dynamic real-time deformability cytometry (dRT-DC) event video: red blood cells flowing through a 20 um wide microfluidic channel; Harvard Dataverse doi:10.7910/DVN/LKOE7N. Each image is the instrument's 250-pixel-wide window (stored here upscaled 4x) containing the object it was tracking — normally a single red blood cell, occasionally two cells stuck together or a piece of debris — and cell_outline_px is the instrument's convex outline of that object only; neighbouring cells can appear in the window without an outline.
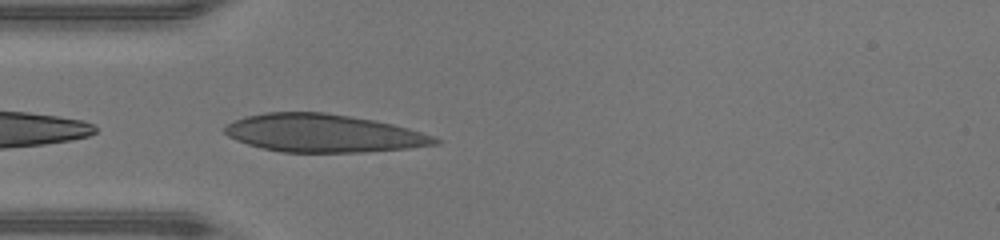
{"species": "human", "species_latin": "Homo sapiens", "temperature_condition": "warm", "stored_images_in_passage": 27, "camera_frame_rate_fps": 3000, "um_per_image_px": 0.085, "donor": {"sex": "male"}, "frame": {"image": 1, "passage_image": 1, "time_ms": 0.0, "image_size_px": [1000, 240], "cell_outline_px": [[444, 140], [440, 144], [408, 148], [364, 152], [280, 152], [260, 148], [236, 140], [228, 136], [224, 132], [224, 128], [228, 124], [244, 116], [264, 112], [324, 112], [352, 116], [376, 120], [408, 128], [436, 136]], "centroid_in_image_um": [27.52, 11.32], "position_along_channel_um": 57.5, "area_um2": 46.88}}
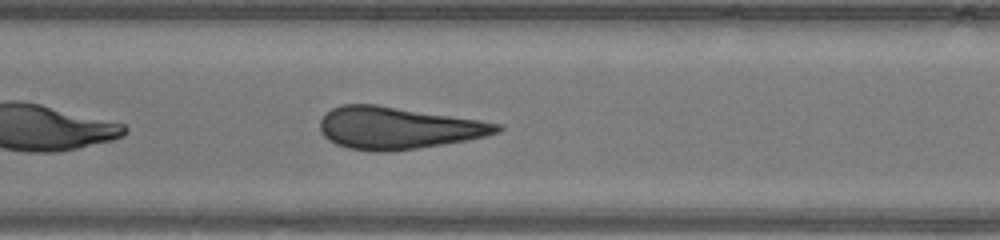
{"frame": {"image": 2, "passage_image": 9, "time_ms": 2.667, "image_size_px": [1000, 240], "cell_outline_px": [[504, 128], [500, 132], [468, 140], [444, 144], [388, 152], [380, 152], [348, 148], [336, 144], [328, 140], [320, 132], [320, 120], [332, 108], [340, 104], [376, 104], [480, 120], [504, 124]], "centroid_in_image_um": [33.84, 10.87], "position_along_channel_um": 173.6, "area_um2": 43.52}}
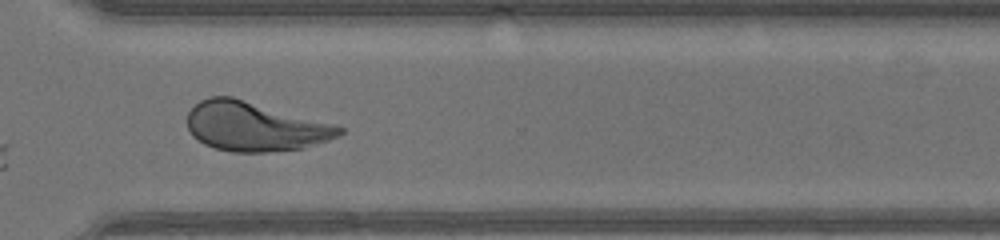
{"frame": {"image": 3, "passage_image": 21, "time_ms": 6.667, "image_size_px": [1000, 240], "cell_outline_px": [[344, 132], [340, 136], [304, 148], [268, 152], [232, 152], [216, 148], [204, 144], [192, 136], [188, 128], [188, 112], [200, 100], [212, 96], [232, 96], [332, 124], [344, 128]], "centroid_in_image_um": [21.64, 10.76], "position_along_channel_um": 349.0, "area_um2": 43.35}, "authors_computed_cell_mechanics": {"area_um2": 43.7546, "velocity_mm_per_s": 4.3982, "shape_relaxation_time_tau1_ms": 8.1624, "shape_relaxation_time_tau2_ms": null, "deformation_change_tau1": 0.2814, "deformation_change_tau2": null}}